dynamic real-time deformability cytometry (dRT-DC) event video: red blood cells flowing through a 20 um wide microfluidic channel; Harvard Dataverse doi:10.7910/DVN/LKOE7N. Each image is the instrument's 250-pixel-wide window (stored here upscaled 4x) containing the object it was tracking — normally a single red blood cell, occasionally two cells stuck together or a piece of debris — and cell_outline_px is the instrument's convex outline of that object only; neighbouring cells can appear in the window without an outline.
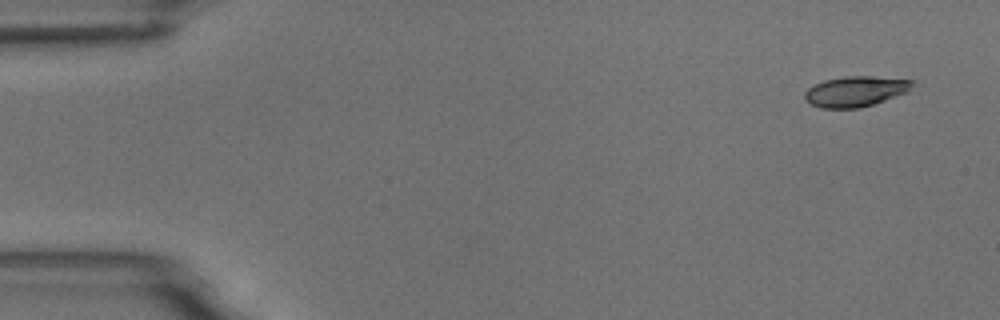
{"species": "common noctule bat (a hibernating species)", "species_latin": "Nyctalus noctula", "temperature_condition": "room temperature", "stored_images_in_passage": 5, "camera_frame_rate_fps": 3000, "um_per_image_px": 0.085, "animal": {"sex": "male", "body_mass_g": 18.8}, "frame": {"image": 1, "passage_image": 1, "time_ms": 0.0, "image_size_px": [1000, 320], "cell_outline_px": [[916, 84], [908, 92], [860, 108], [820, 108], [804, 100], [804, 92], [808, 88], [824, 80], [844, 76], [872, 76], [916, 80]], "centroid_in_image_um": [72.75, 7.76], "position_along_channel_um": 12.3, "area_um2": 19.25}}
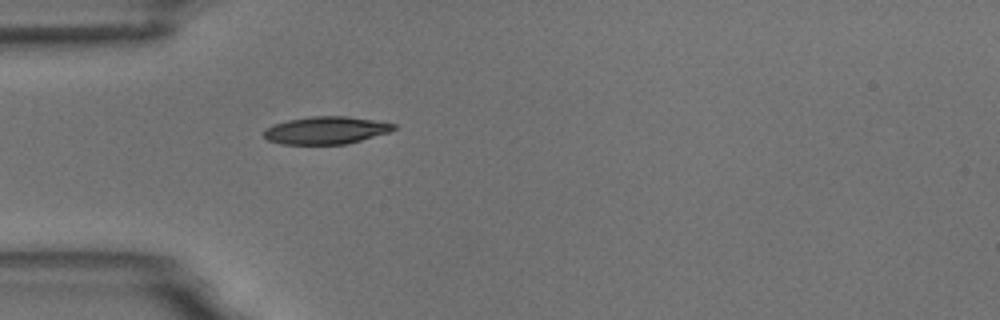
{"frame": {"image": 2, "passage_image": 5, "time_ms": 4.333, "image_size_px": [1000, 320], "cell_outline_px": [[396, 128], [388, 132], [360, 140], [344, 144], [280, 144], [268, 140], [264, 136], [264, 128], [272, 124], [288, 120], [312, 116], [348, 116], [396, 124]], "centroid_in_image_um": [27.66, 11.07], "position_along_channel_um": 57.3, "area_um2": 20.69}}